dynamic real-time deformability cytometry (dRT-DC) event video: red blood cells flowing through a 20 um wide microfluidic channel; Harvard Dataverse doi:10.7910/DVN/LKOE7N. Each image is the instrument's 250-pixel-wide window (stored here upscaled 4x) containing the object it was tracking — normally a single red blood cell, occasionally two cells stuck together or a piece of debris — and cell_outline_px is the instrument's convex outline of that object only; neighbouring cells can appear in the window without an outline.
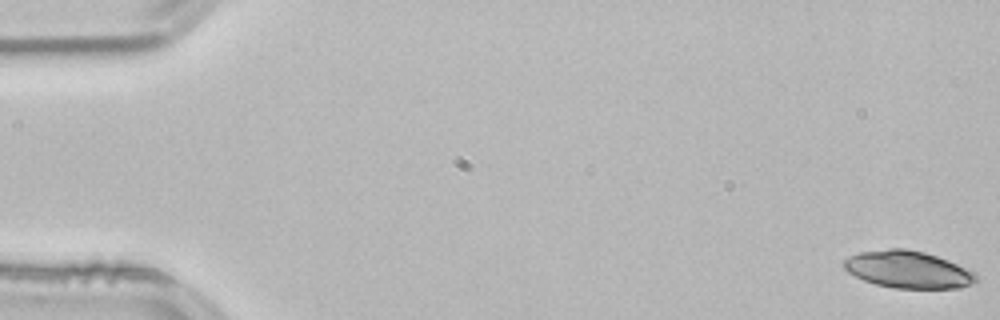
{"species": "common noctule bat (a hibernating species)", "species_latin": "Nyctalus noctula", "temperature_condition": "room temperature", "stored_images_in_passage": 12, "camera_frame_rate_fps": 3000, "um_per_image_px": 0.085, "animal": {"sex": "male", "body_mass_g": 21.5, "forearm_length_mm": 52.0}, "frame": {"image": 1, "passage_image": 1, "time_ms": 0.0, "image_size_px": [1000, 320], "cell_outline_px": [[976, 280], [960, 288], [896, 288], [876, 284], [864, 280], [848, 272], [840, 264], [848, 256], [860, 252], [888, 248], [908, 248], [924, 252], [936, 256], [976, 272]], "centroid_in_image_um": [77.13, 22.9], "position_along_channel_um": 7.9, "area_um2": 28.5}}